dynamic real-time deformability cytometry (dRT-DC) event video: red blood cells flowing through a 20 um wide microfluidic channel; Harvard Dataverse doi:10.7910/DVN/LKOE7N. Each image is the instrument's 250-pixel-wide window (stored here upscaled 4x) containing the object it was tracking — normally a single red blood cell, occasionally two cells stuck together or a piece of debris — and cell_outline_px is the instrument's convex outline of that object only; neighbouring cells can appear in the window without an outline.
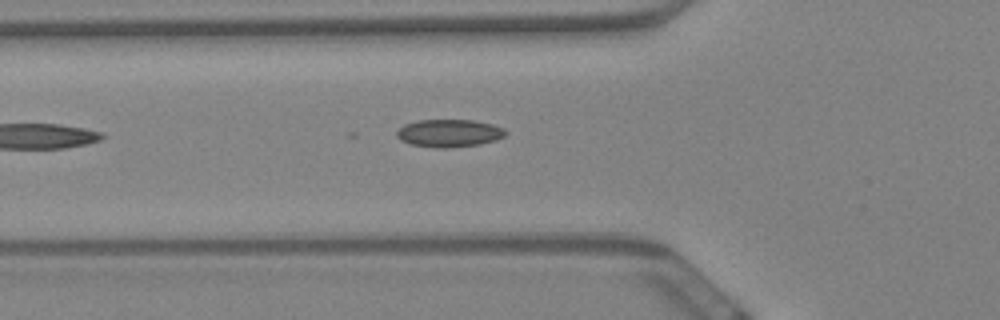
{"species": "Egyptian fruit bat (a non-hibernating species)", "species_latin": "Rousettus aegyptiacus", "temperature_condition": "warm", "stored_images_in_passage": 8, "camera_frame_rate_fps": 3000, "um_per_image_px": 0.085, "animal": {"sex": "female"}, "frame": {"image": 1, "passage_image": 2, "time_ms": 0.333, "image_size_px": [1000, 320], "cell_outline_px": [[508, 132], [504, 136], [496, 140], [480, 144], [440, 148], [412, 144], [400, 140], [396, 136], [396, 132], [404, 124], [416, 120], [472, 120], [492, 124], [504, 128]], "centroid_in_image_um": [38.18, 11.3], "position_along_channel_um": 87.6, "area_um2": 17.46}}